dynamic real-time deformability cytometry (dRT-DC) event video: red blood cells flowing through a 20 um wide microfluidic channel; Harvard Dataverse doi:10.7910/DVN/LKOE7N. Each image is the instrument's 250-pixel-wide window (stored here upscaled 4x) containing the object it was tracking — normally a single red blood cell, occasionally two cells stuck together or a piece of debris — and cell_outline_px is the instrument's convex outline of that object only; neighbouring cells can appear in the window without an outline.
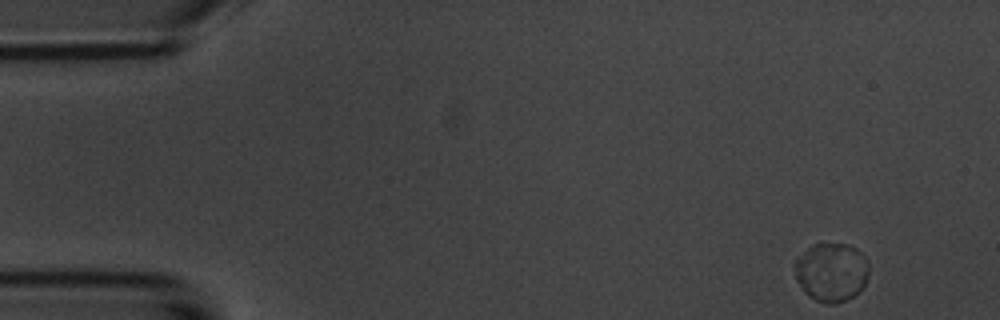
{"species": "common noctule bat (a hibernating species)", "species_latin": "Nyctalus noctula", "temperature_condition": "room temperature", "stored_images_in_passage": 14, "camera_frame_rate_fps": 3000, "um_per_image_px": 0.085, "animal": {"sex": "male", "body_mass_g": 20.1, "forearm_length_mm": 53.5}, "frame": {"image": 1, "passage_image": 1, "time_ms": 0.0, "image_size_px": [1000, 320], "cell_outline_px": [[868, 276], [864, 284], [852, 296], [836, 304], [824, 304], [808, 296], [804, 292], [796, 280], [796, 256], [812, 244], [848, 244], [856, 248], [868, 260]], "centroid_in_image_um": [70.65, 23.12], "position_along_channel_um": 14.4, "area_um2": 25.37}}
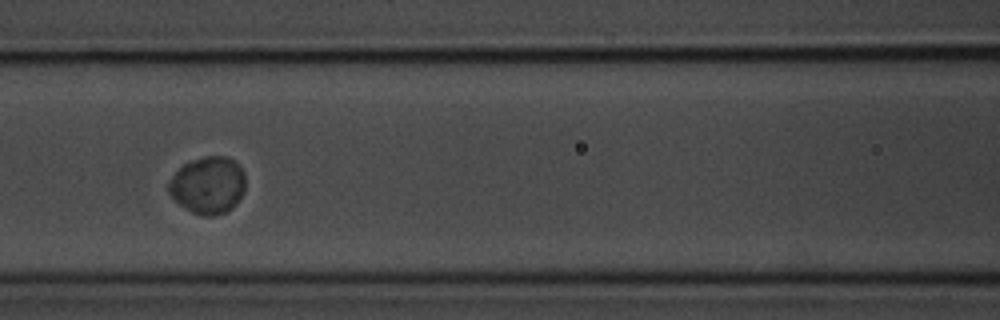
{"frame": {"image": 2, "passage_image": 6, "time_ms": 6.667, "image_size_px": [1000, 320], "cell_outline_px": [[244, 192], [232, 208], [216, 216], [200, 216], [192, 212], [180, 204], [168, 192], [168, 180], [184, 164], [192, 160], [204, 156], [228, 156], [244, 172]], "centroid_in_image_um": [17.67, 15.75], "position_along_channel_um": 148.9, "area_um2": 25.43}}
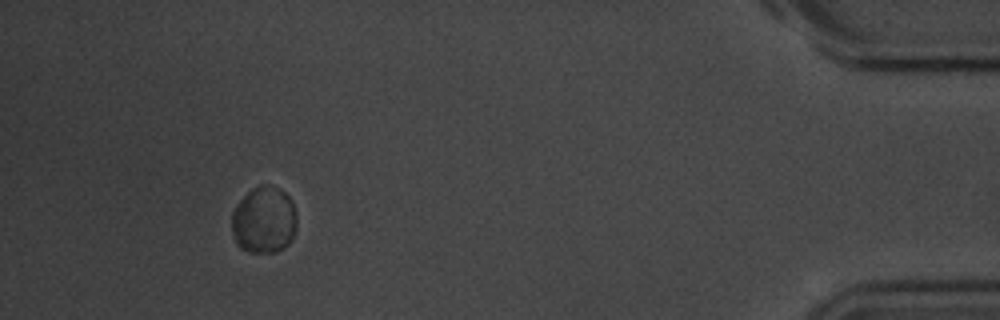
{"frame": {"image": 3, "passage_image": 13, "time_ms": 15.667, "image_size_px": [1000, 320], "cell_outline_px": [[296, 232], [292, 240], [288, 244], [276, 252], [248, 252], [240, 248], [236, 244], [232, 236], [232, 212], [240, 200], [252, 188], [260, 184], [264, 184], [276, 188], [284, 192], [288, 196], [296, 212]], "centroid_in_image_um": [22.43, 18.73], "position_along_channel_um": 412.8, "area_um2": 25.49}, "authors_computed_cell_mechanics": {"area_um2": 25.4031, "velocity_mm_per_s": 3.6082, "shape_relaxation_time_tau1_ms": 1.2596, "shape_relaxation_time_tau2_ms": null, "deformation_change_tau1": 0.0106, "deformation_change_tau2": null}}